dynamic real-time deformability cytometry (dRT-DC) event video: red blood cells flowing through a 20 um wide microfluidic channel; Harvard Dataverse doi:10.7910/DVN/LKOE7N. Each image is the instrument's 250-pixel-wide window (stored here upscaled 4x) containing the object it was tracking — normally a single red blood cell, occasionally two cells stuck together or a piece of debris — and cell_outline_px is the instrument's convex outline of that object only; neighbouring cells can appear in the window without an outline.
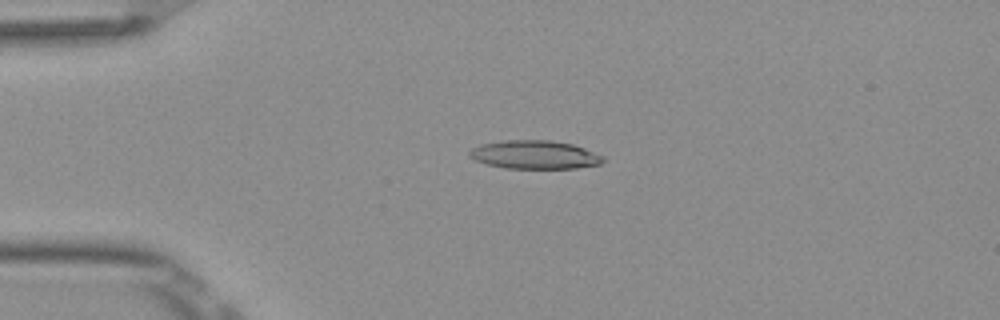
{"species": "Egyptian fruit bat (a non-hibernating species)", "species_latin": "Rousettus aegyptiacus", "temperature_condition": "room temperature", "stored_images_in_passage": 53, "camera_frame_rate_fps": 3000, "um_per_image_px": 0.085, "frame": {"image": 1, "passage_image": 13, "time_ms": 4.0, "image_size_px": [1000, 320], "cell_outline_px": [[604, 160], [600, 164], [576, 168], [504, 168], [488, 164], [476, 160], [468, 156], [468, 152], [472, 148], [480, 144], [504, 140], [548, 140], [572, 144], [584, 148], [604, 156]], "centroid_in_image_um": [45.43, 13.14], "position_along_channel_um": 39.6, "area_um2": 22.08}}
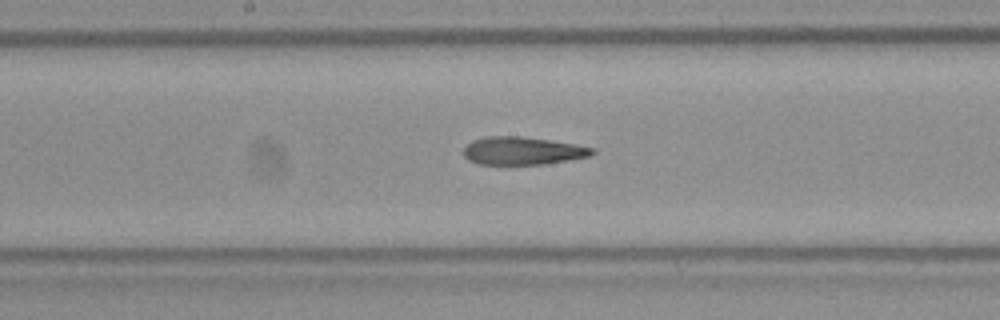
{"frame": {"image": 2, "passage_image": 28, "time_ms": 9.0, "image_size_px": [1000, 320], "cell_outline_px": [[596, 152], [592, 156], [544, 164], [480, 164], [468, 160], [464, 156], [464, 148], [472, 140], [484, 136], [524, 136], [576, 144], [596, 148]], "centroid_in_image_um": [44.45, 12.81], "position_along_channel_um": 203.7, "area_um2": 21.1}}
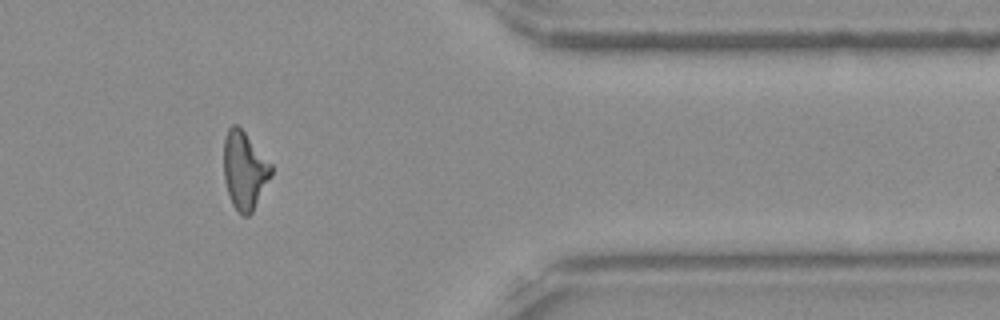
{"frame": {"image": 3, "passage_image": 44, "time_ms": 14.333, "image_size_px": [1000, 320], "cell_outline_px": [[272, 176], [252, 212], [248, 216], [240, 216], [232, 204], [224, 180], [224, 136], [228, 128], [232, 124], [236, 124], [244, 132], [272, 164]], "centroid_in_image_um": [20.78, 14.5], "position_along_channel_um": 390.6, "area_um2": 21.56}, "authors_computed_cell_mechanics": {"area_um2": 21.8484, "velocity_mm_per_s": 3.8906, "shape_relaxation_time_tau1_ms": 4.6733, "shape_relaxation_time_tau2_ms": 3.3669, "deformation_change_tau1": 0.1724, "deformation_change_tau2": 0.1499}}